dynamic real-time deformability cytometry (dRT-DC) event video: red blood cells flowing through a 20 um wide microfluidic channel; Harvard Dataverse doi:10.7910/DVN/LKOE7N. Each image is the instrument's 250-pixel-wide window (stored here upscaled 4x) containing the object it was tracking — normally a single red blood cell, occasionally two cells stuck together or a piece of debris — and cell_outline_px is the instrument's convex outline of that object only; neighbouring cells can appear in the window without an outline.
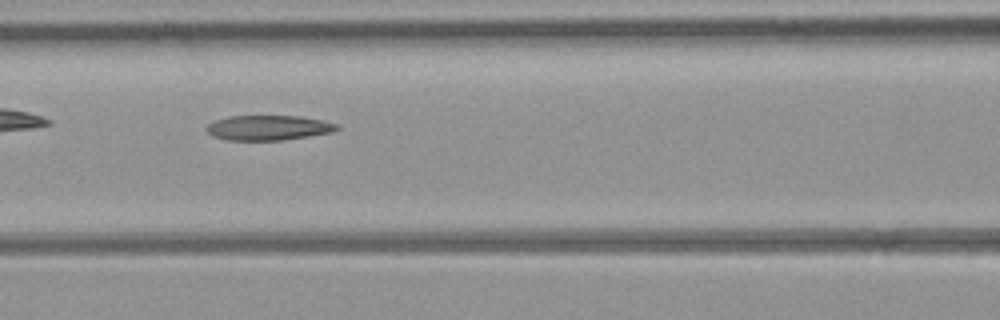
{"species": "common noctule bat (a hibernating species)", "species_latin": "Nyctalus noctula", "temperature_condition": "room temperature", "stored_images_in_passage": 9, "camera_frame_rate_fps": 3000, "um_per_image_px": 0.085, "animal": {"sex": "female", "body_mass_g": 21.9}, "frame": {"image": 1, "passage_image": 6, "time_ms": 5.667, "image_size_px": [1000, 320], "cell_outline_px": [[340, 128], [332, 132], [284, 140], [224, 140], [212, 136], [204, 128], [208, 124], [216, 120], [228, 116], [304, 116], [324, 120], [336, 124]], "centroid_in_image_um": [22.8, 10.85], "position_along_channel_um": 143.8, "area_um2": 19.07}}
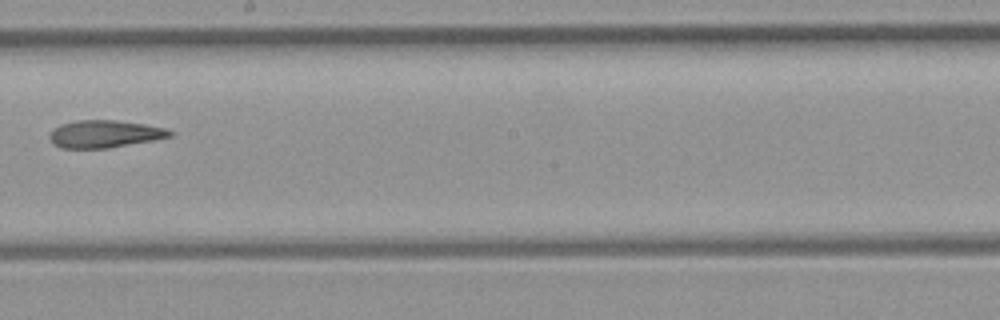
{"frame": {"image": 2, "passage_image": 8, "time_ms": 8.0, "image_size_px": [1000, 320], "cell_outline_px": [[172, 136], [152, 140], [108, 148], [60, 148], [52, 144], [48, 136], [60, 124], [76, 120], [116, 120], [144, 124], [164, 128], [172, 132]], "centroid_in_image_um": [8.84, 11.39], "position_along_channel_um": 239.4, "area_um2": 19.07}}
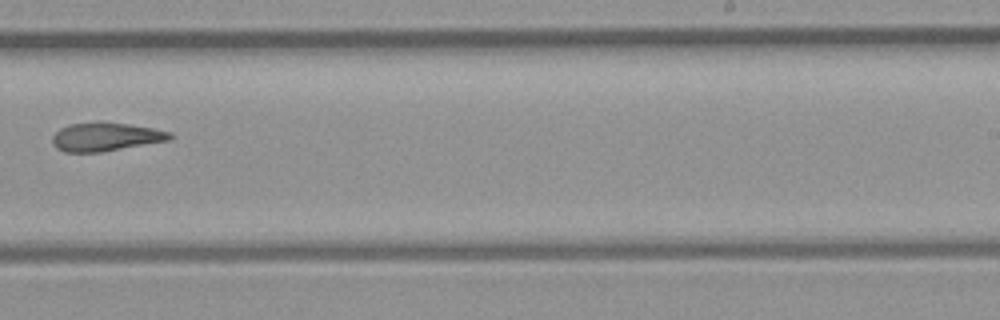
{"frame": {"image": 3, "passage_image": 9, "time_ms": 9.0, "image_size_px": [1000, 320], "cell_outline_px": [[172, 140], [100, 152], [64, 152], [56, 148], [52, 144], [52, 136], [60, 128], [68, 124], [128, 124], [152, 128], [172, 132]], "centroid_in_image_um": [8.99, 11.66], "position_along_channel_um": 280.0, "area_um2": 19.07}}